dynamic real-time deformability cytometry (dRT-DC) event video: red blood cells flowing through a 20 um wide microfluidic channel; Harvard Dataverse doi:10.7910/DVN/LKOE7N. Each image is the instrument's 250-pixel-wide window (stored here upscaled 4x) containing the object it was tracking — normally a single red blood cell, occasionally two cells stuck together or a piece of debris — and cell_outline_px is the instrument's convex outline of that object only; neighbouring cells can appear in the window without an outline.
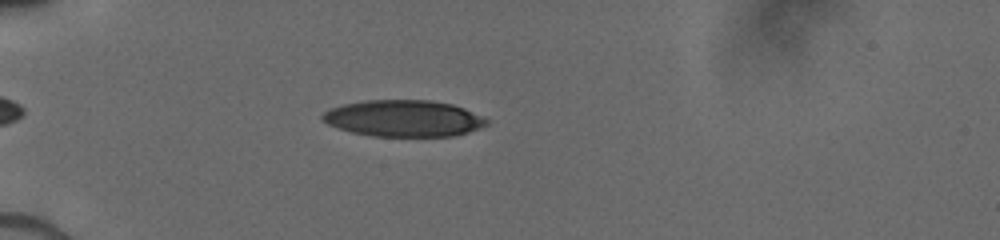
{"species": "human", "species_latin": "Homo sapiens", "temperature_condition": "cold", "stored_images_in_passage": 21, "camera_frame_rate_fps": 3000, "um_per_image_px": 0.085, "donor": {"sex": "male"}, "frame": {"image": 1, "passage_image": 5, "time_ms": 2.0, "image_size_px": [1000, 240], "cell_outline_px": [[492, 120], [488, 124], [480, 128], [468, 132], [452, 136], [372, 136], [352, 132], [328, 124], [320, 120], [320, 116], [324, 112], [332, 108], [344, 104], [368, 100], [432, 100], [452, 104], [464, 108], [484, 116]], "centroid_in_image_um": [34.36, 10.06], "position_along_channel_um": 50.6, "area_um2": 35.08}}
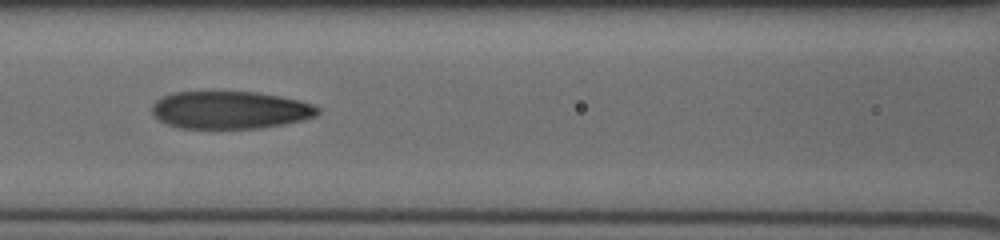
{"frame": {"image": 2, "passage_image": 16, "time_ms": 5.0, "image_size_px": [1000, 240], "cell_outline_px": [[320, 112], [316, 116], [304, 120], [284, 124], [260, 128], [180, 128], [168, 124], [152, 116], [152, 104], [156, 100], [172, 92], [256, 92], [280, 96], [300, 100], [312, 104], [320, 108]], "centroid_in_image_um": [19.57, 9.35], "position_along_channel_um": 147.0, "area_um2": 36.47}}
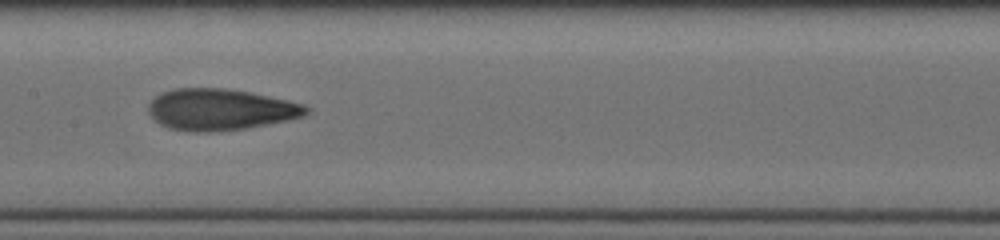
{"frame": {"image": 3, "passage_image": 19, "time_ms": 6.0, "image_size_px": [1000, 240], "cell_outline_px": [[312, 108], [304, 116], [288, 120], [244, 128], [208, 132], [196, 132], [168, 128], [160, 124], [148, 112], [148, 104], [160, 92], [176, 88], [224, 88], [248, 92], [288, 100], [304, 104]], "centroid_in_image_um": [18.72, 9.3], "position_along_channel_um": 188.7, "area_um2": 37.92}}